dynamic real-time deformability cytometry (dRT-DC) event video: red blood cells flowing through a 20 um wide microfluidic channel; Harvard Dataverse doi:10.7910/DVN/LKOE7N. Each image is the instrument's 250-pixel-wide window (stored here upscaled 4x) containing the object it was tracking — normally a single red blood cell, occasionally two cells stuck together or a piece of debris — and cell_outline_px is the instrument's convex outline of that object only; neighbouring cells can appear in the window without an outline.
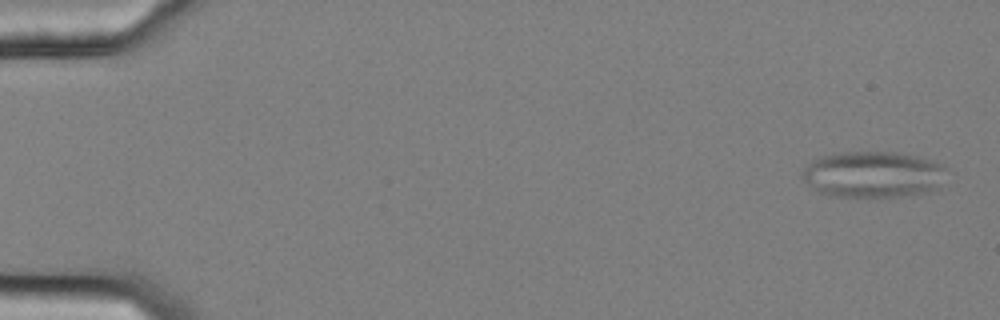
{"species": "common noctule bat (a hibernating species)", "species_latin": "Nyctalus noctula", "temperature_condition": "cold", "stored_images_in_passage": 24, "camera_frame_rate_fps": 3000, "um_per_image_px": 0.085, "animal": {"sex": "female", "body_mass_g": 25.1}, "frame": {"image": 1, "passage_image": 2, "time_ms": 0.333, "image_size_px": [1000, 320], "cell_outline_px": [[948, 168], [940, 188], [924, 192], [892, 196], [828, 196], [820, 192], [808, 184], [800, 176], [800, 172], [812, 160], [820, 156], [844, 152], [896, 152], [916, 156], [940, 164]], "centroid_in_image_um": [74.19, 14.81], "position_along_channel_um": 10.8, "area_um2": 38.73}}
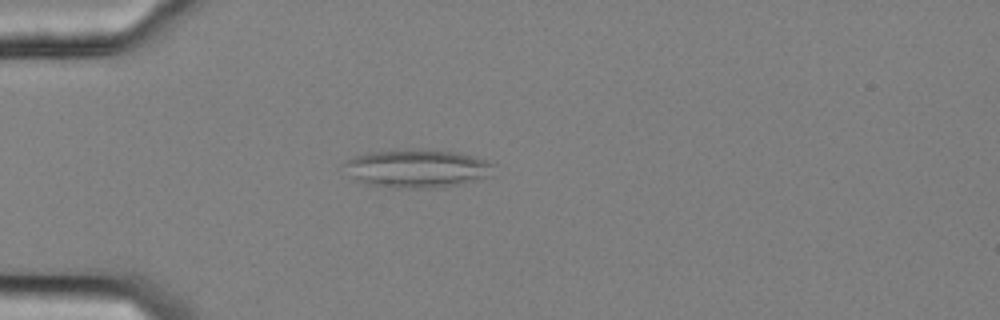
{"frame": {"image": 2, "passage_image": 16, "time_ms": 5.0, "image_size_px": [1000, 320], "cell_outline_px": [[496, 164], [492, 176], [460, 184], [440, 188], [396, 188], [364, 184], [352, 180], [344, 164], [344, 160], [368, 152], [404, 148], [428, 148], [452, 152], [472, 156], [488, 160]], "centroid_in_image_um": [35.46, 14.31], "position_along_channel_um": 49.5, "area_um2": 34.28}}